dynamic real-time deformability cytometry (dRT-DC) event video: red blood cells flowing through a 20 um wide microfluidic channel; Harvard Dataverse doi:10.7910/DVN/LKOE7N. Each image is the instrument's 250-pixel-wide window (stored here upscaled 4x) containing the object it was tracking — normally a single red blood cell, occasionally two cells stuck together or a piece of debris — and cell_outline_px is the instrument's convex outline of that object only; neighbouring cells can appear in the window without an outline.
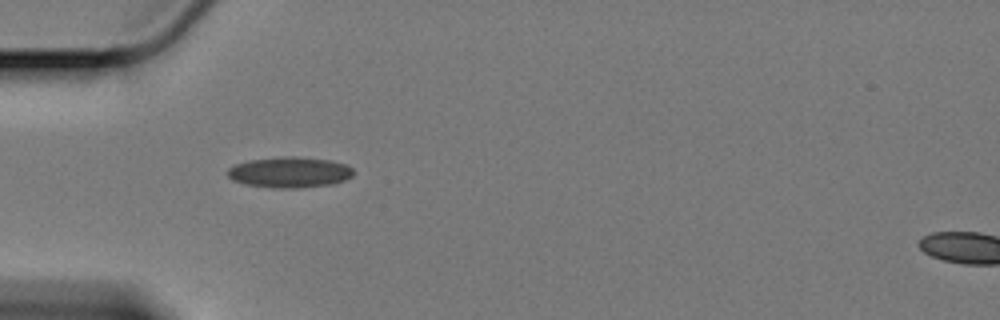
{"species": "Egyptian fruit bat (a non-hibernating species)", "species_latin": "Rousettus aegyptiacus", "temperature_condition": "cold", "stored_images_in_passage": 4, "camera_frame_rate_fps": 3000, "um_per_image_px": 0.085, "animal": {"sex": "female"}, "frame": {"image": 1, "passage_image": 1, "time_ms": 0.0, "image_size_px": [1000, 320], "cell_outline_px": [[356, 172], [352, 176], [336, 184], [300, 188], [272, 188], [244, 184], [232, 180], [228, 176], [228, 168], [236, 164], [248, 160], [280, 156], [296, 156], [332, 160], [348, 164]], "centroid_in_image_um": [24.66, 14.64], "position_along_channel_um": 60.3, "area_um2": 23.06}}
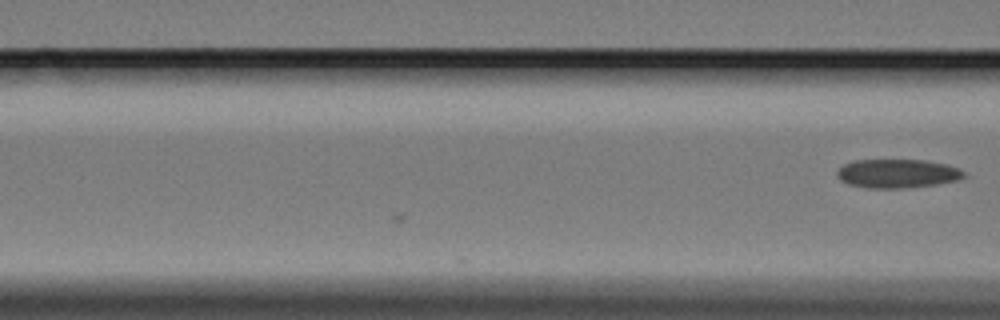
{"frame": {"image": 2, "passage_image": 4, "time_ms": 1.0, "image_size_px": [1000, 320], "cell_outline_px": [[968, 176], [956, 180], [936, 184], [904, 188], [868, 188], [848, 184], [840, 180], [836, 172], [844, 164], [856, 160], [924, 160], [944, 164], [960, 168]], "centroid_in_image_um": [76.28, 14.75], "position_along_channel_um": 90.3, "area_um2": 21.21}}